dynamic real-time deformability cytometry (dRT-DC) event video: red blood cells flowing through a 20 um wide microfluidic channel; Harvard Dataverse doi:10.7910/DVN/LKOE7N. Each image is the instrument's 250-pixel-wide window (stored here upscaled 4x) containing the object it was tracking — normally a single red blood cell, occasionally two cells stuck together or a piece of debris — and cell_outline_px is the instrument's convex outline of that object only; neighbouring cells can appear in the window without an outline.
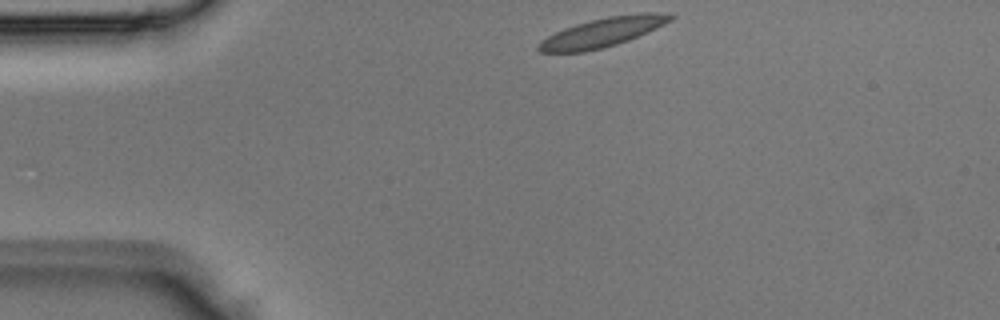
{"species": "Egyptian fruit bat (a non-hibernating species)", "species_latin": "Rousettus aegyptiacus", "temperature_condition": "room temperature", "stored_images_in_passage": 2, "camera_frame_rate_fps": 3000, "um_per_image_px": 0.085, "animal": {"sex": "male"}, "frame": {"image": 1, "passage_image": 2, "time_ms": 0.333, "image_size_px": [1000, 320], "cell_outline_px": [[676, 16], [672, 20], [648, 32], [628, 40], [616, 44], [584, 52], [540, 52], [536, 48], [540, 40], [564, 28], [576, 24], [608, 16], [640, 12], [656, 12]], "centroid_in_image_um": [51.22, 2.74], "position_along_channel_um": 33.8, "area_um2": 22.25}}